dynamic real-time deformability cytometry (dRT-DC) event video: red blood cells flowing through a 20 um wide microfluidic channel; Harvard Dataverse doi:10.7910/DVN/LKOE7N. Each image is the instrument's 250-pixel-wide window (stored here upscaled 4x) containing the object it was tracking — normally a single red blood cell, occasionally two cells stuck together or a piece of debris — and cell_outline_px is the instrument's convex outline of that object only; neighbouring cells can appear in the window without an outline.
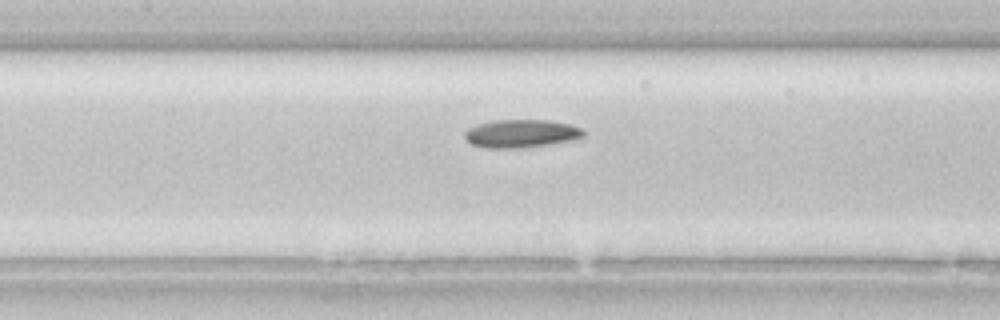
{"species": "common noctule bat (a hibernating species)", "species_latin": "Nyctalus noctula", "temperature_condition": "room temperature", "stored_images_in_passage": 14, "camera_frame_rate_fps": 3000, "um_per_image_px": 0.085, "animal": {"sex": "female", "body_mass_g": 22.7, "forearm_length_mm": 54.2}, "frame": {"image": 1, "passage_image": 12, "time_ms": 3.667, "image_size_px": [1000, 320], "cell_outline_px": [[584, 136], [576, 140], [520, 148], [484, 148], [472, 144], [464, 136], [464, 132], [468, 128], [480, 124], [496, 120], [548, 120], [568, 124], [580, 128], [584, 132]], "centroid_in_image_um": [44.3, 11.36], "position_along_channel_um": 163.1, "area_um2": 19.31}}